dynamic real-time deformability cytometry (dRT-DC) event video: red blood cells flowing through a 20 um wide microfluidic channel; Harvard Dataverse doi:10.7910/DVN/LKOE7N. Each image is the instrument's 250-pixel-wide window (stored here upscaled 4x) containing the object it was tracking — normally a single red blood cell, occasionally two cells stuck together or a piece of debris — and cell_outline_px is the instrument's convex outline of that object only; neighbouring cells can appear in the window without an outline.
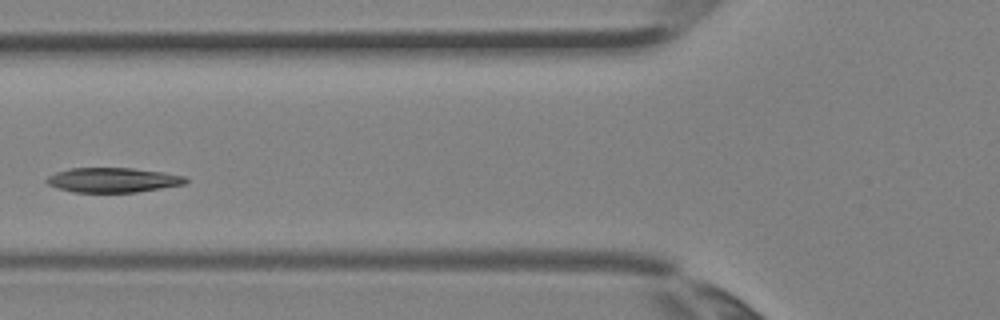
{"species": "Egyptian fruit bat (a non-hibernating species)", "species_latin": "Rousettus aegyptiacus", "temperature_condition": "room temperature", "stored_images_in_passage": 3, "camera_frame_rate_fps": 3000, "um_per_image_px": 0.085, "animal": {"sex": "female"}, "frame": {"image": 1, "passage_image": 3, "time_ms": 0.667, "image_size_px": [1000, 320], "cell_outline_px": [[188, 180], [184, 184], [136, 192], [72, 192], [56, 188], [48, 184], [44, 180], [48, 176], [56, 172], [68, 168], [132, 168], [164, 172], [184, 176]], "centroid_in_image_um": [9.55, 15.3], "position_along_channel_um": 116.3, "area_um2": 20.0}}